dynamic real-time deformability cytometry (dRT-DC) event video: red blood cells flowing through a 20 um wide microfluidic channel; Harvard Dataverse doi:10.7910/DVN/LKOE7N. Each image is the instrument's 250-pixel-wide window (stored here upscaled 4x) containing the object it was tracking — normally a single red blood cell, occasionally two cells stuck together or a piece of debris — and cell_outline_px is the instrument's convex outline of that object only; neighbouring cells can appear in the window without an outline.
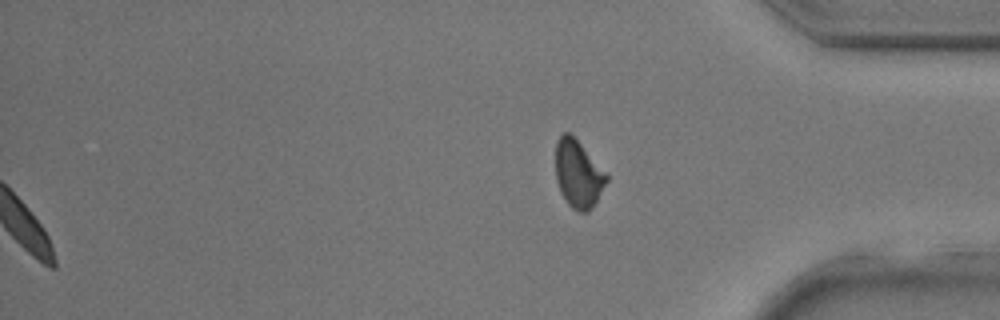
{"species": "common noctule bat (a hibernating species)", "species_latin": "Nyctalus noctula", "temperature_condition": "room temperature", "stored_images_in_passage": 30, "segment_of_instrument_passage": [2, 2], "camera_frame_rate_fps": 3000, "um_per_image_px": 0.085, "animal": {"sex": "male", "body_mass_g": 17.9, "forearm_length_mm": 54.2}, "frame": {"image": 1, "passage_image": 30, "time_ms": 9.667, "image_size_px": [1000, 320], "cell_outline_px": [[608, 180], [592, 208], [588, 212], [580, 212], [572, 208], [568, 204], [560, 192], [556, 180], [556, 140], [564, 132], [572, 132], [608, 176]], "centroid_in_image_um": [49.13, 14.76], "position_along_channel_um": 386.1, "area_um2": 20.11}}